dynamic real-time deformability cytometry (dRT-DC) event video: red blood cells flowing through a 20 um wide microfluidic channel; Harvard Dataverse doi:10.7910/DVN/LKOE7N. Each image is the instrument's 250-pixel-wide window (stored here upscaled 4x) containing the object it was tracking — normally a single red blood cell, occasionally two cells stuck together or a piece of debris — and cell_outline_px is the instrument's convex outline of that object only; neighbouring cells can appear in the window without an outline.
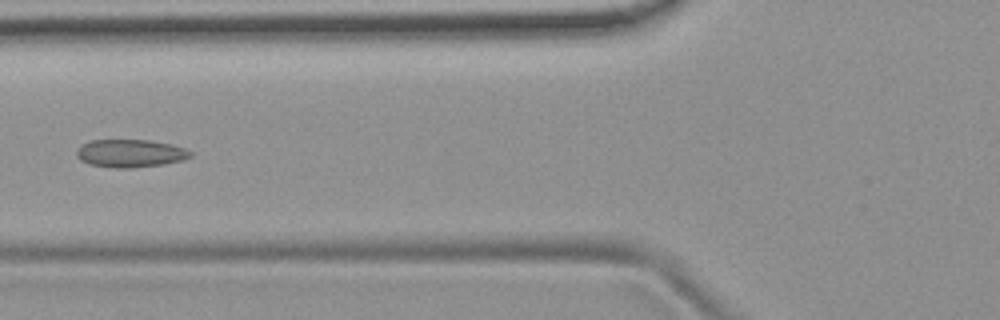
{"species": "common noctule bat (a hibernating species)", "species_latin": "Nyctalus noctula", "temperature_condition": "room temperature", "stored_images_in_passage": 6, "camera_frame_rate_fps": 3000, "um_per_image_px": 0.085, "animal": {"sex": "female", "body_mass_g": 19.9}, "frame": {"image": 1, "passage_image": 6, "time_ms": 6.0, "image_size_px": [1000, 320], "cell_outline_px": [[192, 156], [184, 160], [164, 164], [132, 168], [112, 168], [88, 164], [80, 160], [76, 156], [76, 152], [80, 144], [92, 140], [148, 140], [172, 144], [184, 148], [192, 152]], "centroid_in_image_um": [11.06, 13.04], "position_along_channel_um": 114.7, "area_um2": 18.73}}